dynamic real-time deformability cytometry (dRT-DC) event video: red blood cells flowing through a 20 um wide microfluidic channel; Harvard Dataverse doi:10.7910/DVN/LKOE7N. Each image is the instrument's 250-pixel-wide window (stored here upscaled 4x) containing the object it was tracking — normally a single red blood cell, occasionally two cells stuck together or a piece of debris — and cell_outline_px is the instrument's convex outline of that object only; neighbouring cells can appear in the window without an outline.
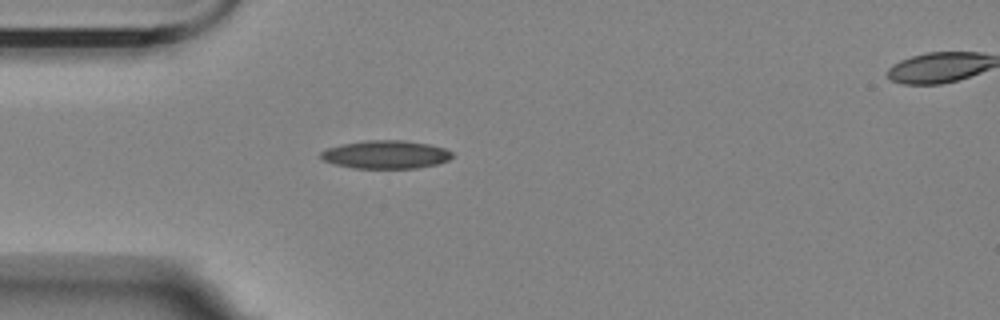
{"species": "Egyptian fruit bat (a non-hibernating species)", "species_latin": "Rousettus aegyptiacus", "temperature_condition": "room temperature", "stored_images_in_passage": 42, "camera_frame_rate_fps": 3000, "um_per_image_px": 0.085, "animal": {"sex": "female"}, "frame": {"image": 1, "passage_image": 1, "time_ms": 0.0, "image_size_px": [1000, 320], "cell_outline_px": [[452, 156], [448, 160], [436, 164], [416, 168], [352, 168], [336, 164], [324, 160], [320, 156], [320, 152], [328, 148], [340, 144], [364, 140], [404, 140], [428, 144], [444, 148], [452, 152]], "centroid_in_image_um": [32.78, 13.13], "position_along_channel_um": 52.2, "area_um2": 21.5}}
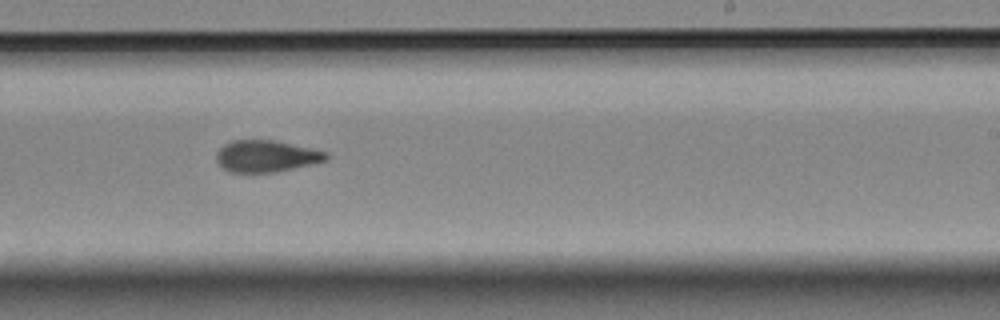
{"frame": {"image": 2, "passage_image": 20, "time_ms": 6.333, "image_size_px": [1000, 320], "cell_outline_px": [[328, 160], [312, 164], [276, 172], [228, 172], [220, 168], [216, 160], [216, 152], [224, 144], [232, 140], [272, 140], [312, 148], [328, 152]], "centroid_in_image_um": [22.6, 13.28], "position_along_channel_um": 266.4, "area_um2": 20.46}}
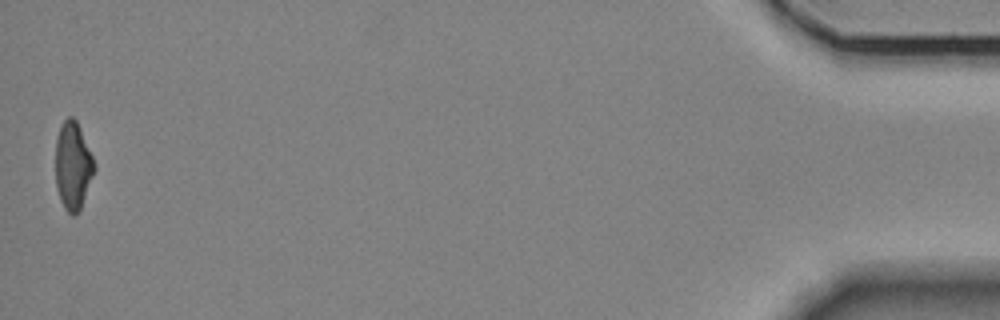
{"frame": {"image": 3, "passage_image": 42, "time_ms": 13.667, "image_size_px": [1000, 320], "cell_outline_px": [[96, 168], [80, 212], [76, 216], [72, 216], [64, 208], [60, 200], [56, 188], [56, 136], [64, 120], [68, 116], [72, 116], [76, 120], [80, 128], [96, 164]], "centroid_in_image_um": [6.21, 14.13], "position_along_channel_um": 429.0, "area_um2": 20.11}, "authors_computed_cell_mechanics": {"area_um2": 20.808, "velocity_mm_per_s": 3.4828, "shape_relaxation_time_tau1_ms": 6.5123, "shape_relaxation_time_tau2_ms": 2.7556, "deformation_change_tau1": 0.16, "deformation_change_tau2": 0.0983}}